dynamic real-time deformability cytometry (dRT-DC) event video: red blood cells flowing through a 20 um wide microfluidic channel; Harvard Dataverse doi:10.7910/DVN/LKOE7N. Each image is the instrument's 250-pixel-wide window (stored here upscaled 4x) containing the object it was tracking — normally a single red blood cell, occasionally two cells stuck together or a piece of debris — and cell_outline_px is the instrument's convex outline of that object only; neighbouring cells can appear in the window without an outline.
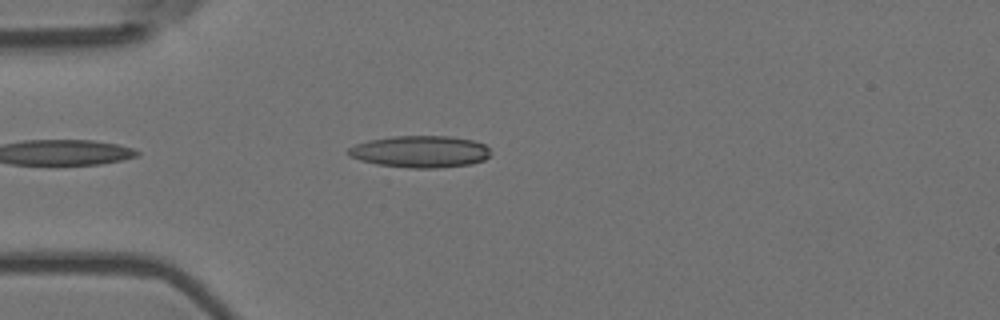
{"species": "Egyptian fruit bat (a non-hibernating species)", "species_latin": "Rousettus aegyptiacus", "temperature_condition": "room temperature", "stored_images_in_passage": 4, "camera_frame_rate_fps": 3000, "um_per_image_px": 0.085, "animal": {"sex": "female"}, "frame": {"image": 1, "passage_image": 4, "time_ms": 1.0, "image_size_px": [1000, 320], "cell_outline_px": [[488, 156], [484, 160], [472, 164], [440, 168], [408, 168], [376, 164], [360, 160], [348, 156], [348, 148], [356, 144], [368, 140], [392, 136], [448, 136], [472, 140], [484, 144], [488, 148]], "centroid_in_image_um": [35.69, 12.89], "position_along_channel_um": 49.3, "area_um2": 26.47}}